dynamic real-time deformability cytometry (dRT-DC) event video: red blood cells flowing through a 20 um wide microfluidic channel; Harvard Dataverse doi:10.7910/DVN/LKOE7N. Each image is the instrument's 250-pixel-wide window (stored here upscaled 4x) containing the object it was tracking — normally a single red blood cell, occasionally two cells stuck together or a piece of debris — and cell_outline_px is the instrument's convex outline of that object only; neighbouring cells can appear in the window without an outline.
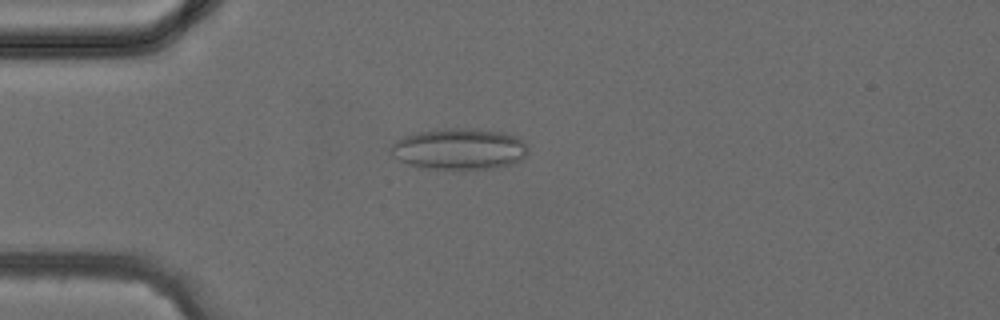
{"species": "common noctule bat (a hibernating species)", "species_latin": "Nyctalus noctula", "temperature_condition": "cold", "stored_images_in_passage": 38, "camera_frame_rate_fps": 3000, "um_per_image_px": 0.085, "animal": {"sex": "female", "body_mass_g": 24.6, "forearm_length_mm": 56.2}, "frame": {"image": 1, "passage_image": 10, "time_ms": 3.0, "image_size_px": [1000, 320], "cell_outline_px": [[528, 152], [520, 160], [512, 164], [492, 168], [464, 172], [416, 168], [392, 156], [388, 148], [396, 140], [404, 136], [420, 132], [440, 128], [476, 128], [504, 132], [524, 140], [528, 148]], "centroid_in_image_um": [39.02, 12.7], "position_along_channel_um": 46.0, "area_um2": 34.22}}
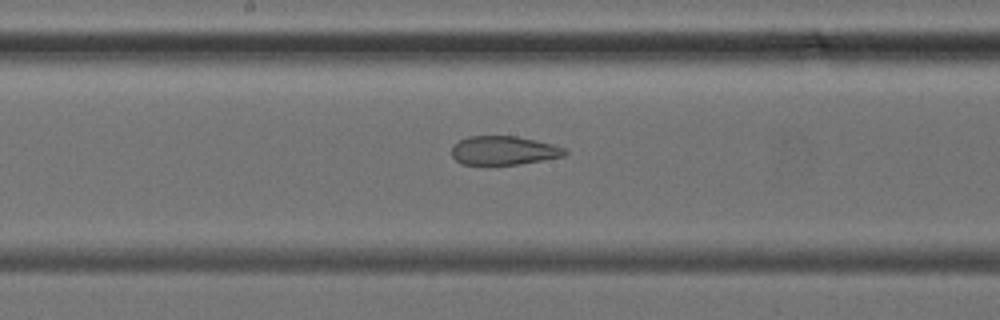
{"frame": {"image": 2, "passage_image": 20, "time_ms": 6.333, "image_size_px": [1000, 320], "cell_outline_px": [[568, 152], [564, 156], [544, 160], [520, 164], [460, 164], [452, 156], [452, 144], [468, 136], [516, 136], [536, 140], [552, 144], [564, 148]], "centroid_in_image_um": [42.81, 12.79], "position_along_channel_um": 205.4, "area_um2": 19.02}}
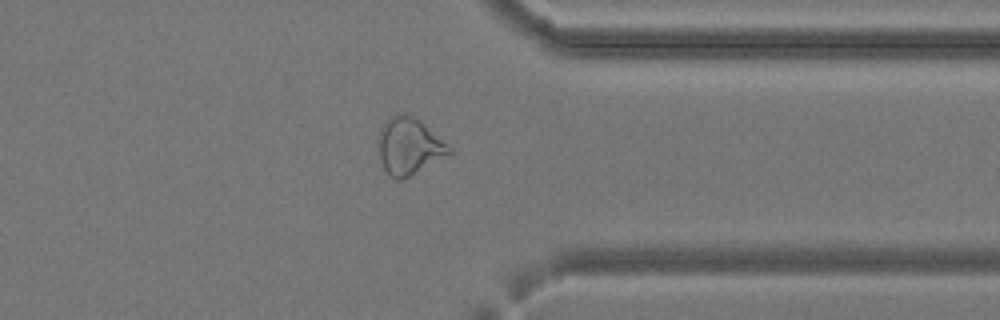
{"frame": {"image": 3, "passage_image": 30, "time_ms": 9.667, "image_size_px": [1000, 320], "cell_outline_px": [[452, 152], [408, 176], [400, 180], [396, 180], [388, 176], [380, 160], [376, 144], [376, 140], [380, 128], [392, 116], [400, 112], [404, 112], [420, 120], [452, 148]], "centroid_in_image_um": [34.7, 12.41], "position_along_channel_um": 376.7, "area_um2": 23.35}}